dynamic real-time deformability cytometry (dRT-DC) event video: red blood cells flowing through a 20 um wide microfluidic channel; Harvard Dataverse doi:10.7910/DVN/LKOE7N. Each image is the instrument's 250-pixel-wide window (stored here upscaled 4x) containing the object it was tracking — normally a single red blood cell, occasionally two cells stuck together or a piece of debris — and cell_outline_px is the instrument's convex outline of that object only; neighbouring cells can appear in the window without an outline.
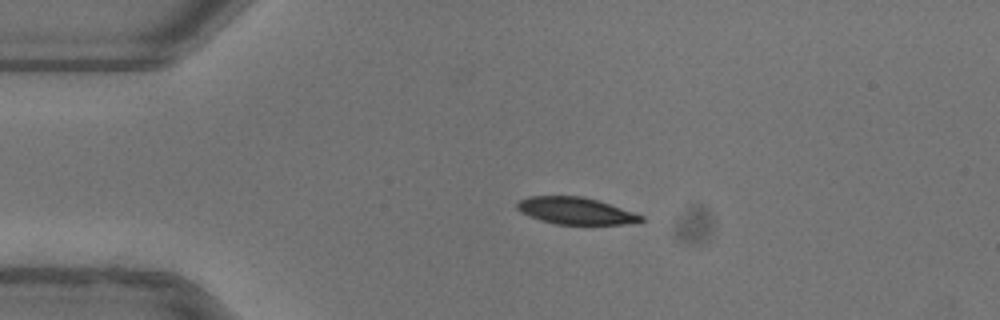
{"species": "common noctule bat (a hibernating species)", "species_latin": "Nyctalus noctula", "temperature_condition": "warm", "stored_images_in_passage": 42, "camera_frame_rate_fps": 3000, "um_per_image_px": 0.085, "animal": {"sex": "female"}, "frame": {"image": 1, "passage_image": 1, "time_ms": 0.0, "image_size_px": [1000, 320], "cell_outline_px": [[644, 220], [624, 224], [556, 224], [540, 220], [528, 216], [520, 212], [516, 208], [516, 204], [520, 200], [528, 196], [580, 196], [596, 200], [644, 216]], "centroid_in_image_um": [48.86, 17.92], "position_along_channel_um": 36.1, "area_um2": 19.19}}
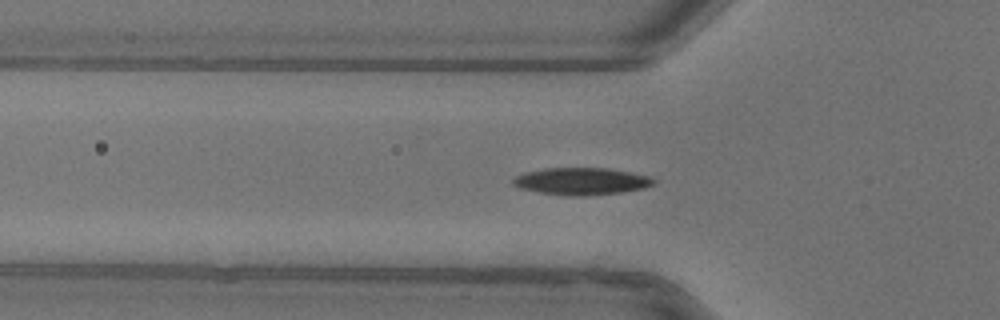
{"frame": {"image": 2, "passage_image": 7, "time_ms": 2.0, "image_size_px": [1000, 320], "cell_outline_px": [[656, 184], [644, 188], [620, 192], [588, 196], [572, 196], [540, 192], [520, 188], [512, 184], [512, 180], [516, 176], [528, 172], [544, 168], [608, 168], [648, 176], [656, 180]], "centroid_in_image_um": [49.44, 15.41], "position_along_channel_um": 76.4, "area_um2": 22.08}}
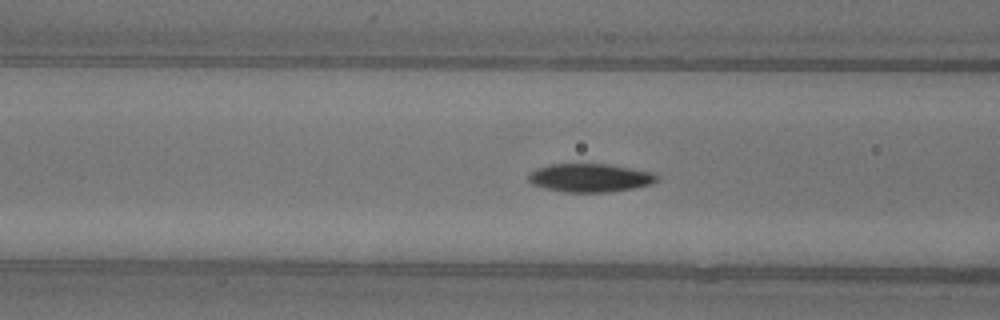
{"frame": {"image": 3, "passage_image": 10, "time_ms": 3.0, "image_size_px": [1000, 320], "cell_outline_px": [[660, 180], [652, 184], [632, 188], [608, 192], [564, 192], [544, 188], [532, 184], [528, 180], [528, 172], [536, 168], [548, 164], [612, 164], [652, 172], [660, 176]], "centroid_in_image_um": [50.15, 15.1], "position_along_channel_um": 116.4, "area_um2": 21.56}, "authors_computed_cell_mechanics": {"area_um2": 21.5016, "velocity_mm_per_s": 3.9294, "shape_relaxation_time_tau1_ms": 3.1049, "shape_relaxation_time_tau2_ms": 5.7392, "deformation_change_tau1": 0.1462, "deformation_change_tau2": 0.0887}}